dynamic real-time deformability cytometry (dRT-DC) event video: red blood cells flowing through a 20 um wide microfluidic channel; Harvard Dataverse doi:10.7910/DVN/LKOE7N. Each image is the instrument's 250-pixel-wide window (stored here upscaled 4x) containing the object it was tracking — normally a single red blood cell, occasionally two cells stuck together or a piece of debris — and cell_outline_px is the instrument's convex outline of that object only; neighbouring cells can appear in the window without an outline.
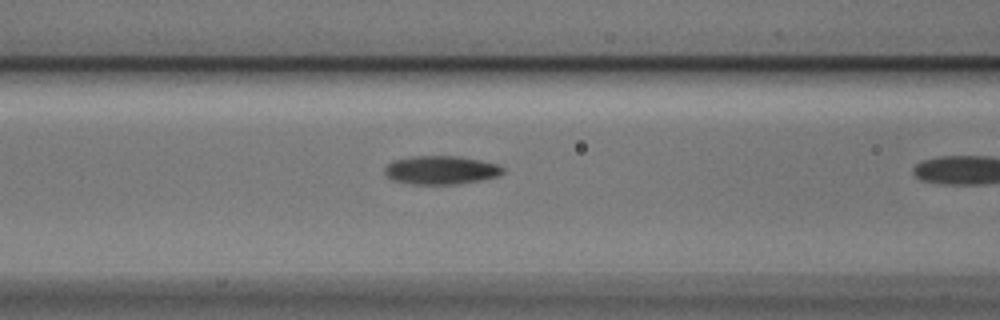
{"species": "Egyptian fruit bat (a non-hibernating species)", "species_latin": "Rousettus aegyptiacus", "temperature_condition": "cold", "stored_images_in_passage": 4, "camera_frame_rate_fps": 3000, "um_per_image_px": 0.085, "animal": {"sex": "male"}, "frame": {"image": 1, "passage_image": 3, "time_ms": 0.667, "image_size_px": [1000, 320], "cell_outline_px": [[504, 172], [500, 176], [480, 180], [456, 184], [412, 184], [392, 180], [384, 172], [384, 168], [392, 160], [412, 156], [456, 156], [480, 160], [496, 164], [504, 168]], "centroid_in_image_um": [37.47, 14.45], "position_along_channel_um": 129.1, "area_um2": 19.65}}